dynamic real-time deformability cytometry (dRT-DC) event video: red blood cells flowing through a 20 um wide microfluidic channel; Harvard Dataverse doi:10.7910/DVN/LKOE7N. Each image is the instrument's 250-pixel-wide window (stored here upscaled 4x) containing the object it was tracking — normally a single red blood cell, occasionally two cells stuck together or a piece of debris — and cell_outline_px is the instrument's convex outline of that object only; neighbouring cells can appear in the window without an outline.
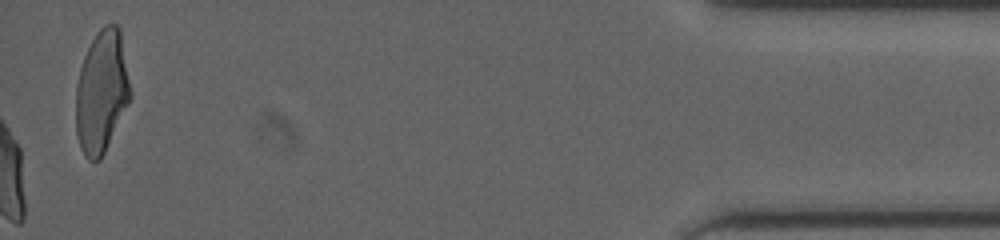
{"species": "human", "species_latin": "Homo sapiens", "temperature_condition": "cold", "stored_images_in_passage": 41, "camera_frame_rate_fps": 3000, "um_per_image_px": 0.085, "donor": {"sex": "male"}, "frame": {"image": 1, "passage_image": 41, "time_ms": 13.333, "image_size_px": [1000, 240], "cell_outline_px": [[132, 96], [100, 160], [88, 160], [80, 148], [76, 132], [76, 88], [80, 68], [84, 56], [96, 32], [104, 24], [116, 24], [120, 28], [132, 92]], "centroid_in_image_um": [8.65, 7.77], "position_along_channel_um": 426.6, "area_um2": 38.9}}